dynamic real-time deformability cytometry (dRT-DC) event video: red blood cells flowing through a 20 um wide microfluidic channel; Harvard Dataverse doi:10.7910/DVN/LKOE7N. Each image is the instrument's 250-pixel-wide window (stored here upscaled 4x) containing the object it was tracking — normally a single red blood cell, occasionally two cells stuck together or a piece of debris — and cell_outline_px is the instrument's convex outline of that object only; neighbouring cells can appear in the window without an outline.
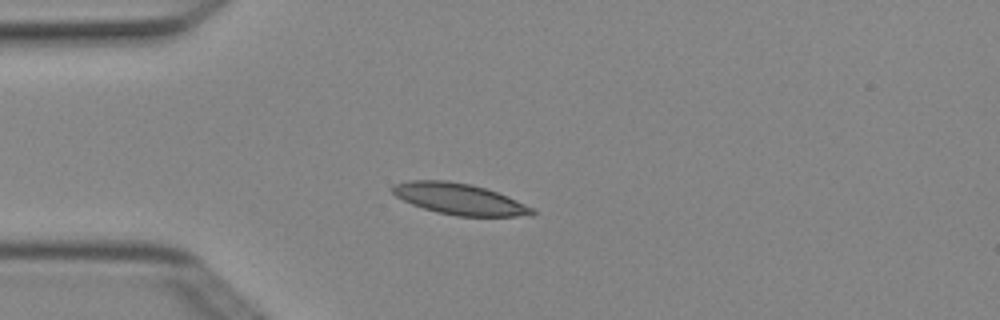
{"species": "Egyptian fruit bat (a non-hibernating species)", "species_latin": "Rousettus aegyptiacus", "temperature_condition": "cold", "stored_images_in_passage": 2, "camera_frame_rate_fps": 3000, "um_per_image_px": 0.085, "animal": {"sex": "female"}, "frame": {"image": 1, "passage_image": 2, "time_ms": 0.333, "image_size_px": [1000, 320], "cell_outline_px": [[536, 212], [532, 216], [456, 216], [436, 212], [412, 204], [396, 196], [388, 188], [392, 184], [408, 180], [448, 180], [472, 184], [508, 196], [536, 208]], "centroid_in_image_um": [39.05, 16.91], "position_along_channel_um": 45.9, "area_um2": 25.72}}